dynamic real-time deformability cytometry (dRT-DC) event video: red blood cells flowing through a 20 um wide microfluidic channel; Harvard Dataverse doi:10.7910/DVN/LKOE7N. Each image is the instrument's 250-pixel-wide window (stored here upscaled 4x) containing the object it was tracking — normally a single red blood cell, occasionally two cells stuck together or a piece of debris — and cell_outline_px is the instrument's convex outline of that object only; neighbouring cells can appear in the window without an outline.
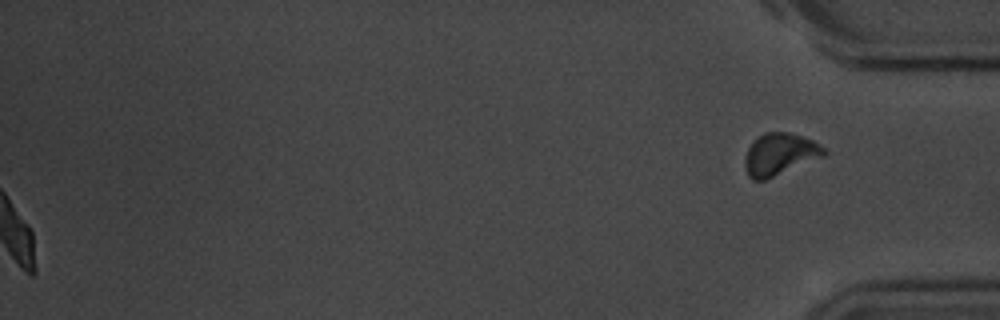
{"species": "common noctule bat (a hibernating species)", "species_latin": "Nyctalus noctula", "temperature_condition": "room temperature", "stored_images_in_passage": 48, "segment_of_instrument_passage": [2, 2], "camera_frame_rate_fps": 3000, "um_per_image_px": 0.085, "animal": {"sex": "male", "body_mass_g": 20.1, "forearm_length_mm": 53.5}, "frame": {"image": 1, "passage_image": 48, "time_ms": 15.667, "image_size_px": [1000, 320], "cell_outline_px": [[828, 152], [824, 156], [764, 180], [752, 180], [748, 176], [744, 164], [744, 160], [748, 148], [752, 140], [764, 132], [788, 132], [812, 140], [824, 148]], "centroid_in_image_um": [66.24, 13.1], "position_along_channel_um": 369.0, "area_um2": 19.25}}